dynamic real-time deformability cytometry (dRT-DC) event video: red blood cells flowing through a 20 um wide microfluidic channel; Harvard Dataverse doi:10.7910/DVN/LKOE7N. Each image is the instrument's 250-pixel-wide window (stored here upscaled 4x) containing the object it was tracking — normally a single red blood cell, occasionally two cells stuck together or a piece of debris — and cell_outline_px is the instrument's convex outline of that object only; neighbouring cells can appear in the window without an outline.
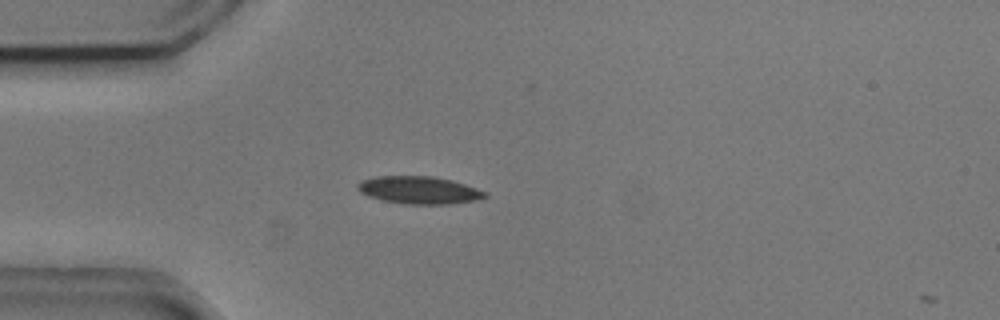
{"species": "common noctule bat (a hibernating species)", "species_latin": "Nyctalus noctula", "temperature_condition": "cold", "stored_images_in_passage": 2, "camera_frame_rate_fps": 3000, "um_per_image_px": 0.085, "animal": {"sex": "male", "body_mass_g": 20.5, "forearm_length_mm": 52.5}, "frame": {"image": 1, "passage_image": 1, "time_ms": 0.0, "image_size_px": [1000, 320], "cell_outline_px": [[488, 196], [476, 200], [448, 204], [408, 204], [384, 200], [368, 196], [360, 192], [356, 188], [356, 184], [360, 180], [376, 176], [432, 176], [452, 180], [488, 192]], "centroid_in_image_um": [35.6, 16.15], "position_along_channel_um": 49.4, "area_um2": 20.46}}